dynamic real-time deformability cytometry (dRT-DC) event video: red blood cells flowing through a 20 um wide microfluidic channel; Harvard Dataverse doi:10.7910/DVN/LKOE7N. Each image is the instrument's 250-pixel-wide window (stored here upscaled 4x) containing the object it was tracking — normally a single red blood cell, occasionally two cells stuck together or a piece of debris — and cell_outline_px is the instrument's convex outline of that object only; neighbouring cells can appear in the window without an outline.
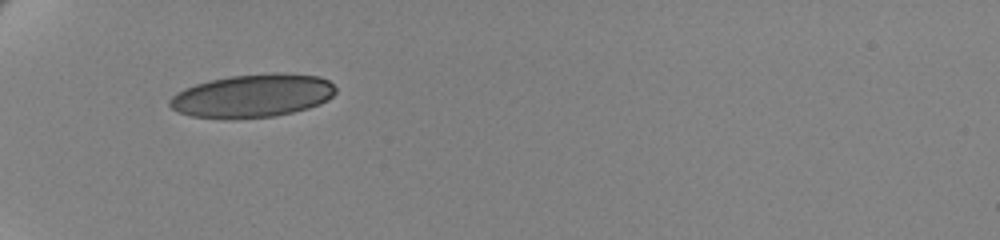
{"species": "human", "species_latin": "Homo sapiens", "temperature_condition": "cold", "stored_images_in_passage": 39, "camera_frame_rate_fps": 3000, "um_per_image_px": 0.085, "donor": {"sex": "female"}, "frame": {"image": 1, "passage_image": 1, "time_ms": 0.0, "image_size_px": [1000, 240], "cell_outline_px": [[336, 92], [328, 100], [320, 104], [308, 108], [292, 112], [272, 116], [192, 116], [180, 112], [172, 108], [168, 104], [168, 100], [176, 92], [184, 88], [208, 80], [232, 76], [276, 72], [280, 72], [320, 76], [328, 80], [336, 88]], "centroid_in_image_um": [21.51, 8.09], "position_along_channel_um": 63.5, "area_um2": 40.98}}
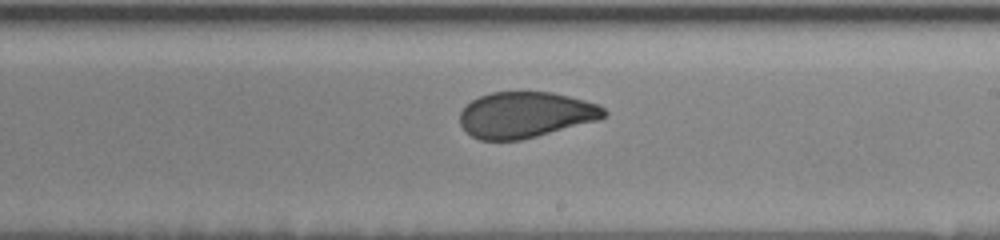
{"frame": {"image": 2, "passage_image": 18, "time_ms": 5.667, "image_size_px": [1000, 240], "cell_outline_px": [[608, 112], [600, 120], [520, 140], [480, 140], [472, 136], [460, 124], [460, 112], [472, 100], [480, 96], [492, 92], [552, 92], [600, 104]], "centroid_in_image_um": [44.69, 9.75], "position_along_channel_um": 244.3, "area_um2": 38.44}}
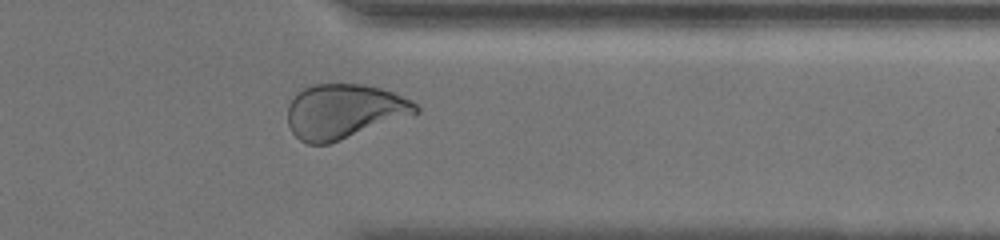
{"frame": {"image": 3, "passage_image": 30, "time_ms": 9.667, "image_size_px": [1000, 240], "cell_outline_px": [[420, 112], [340, 140], [328, 144], [308, 144], [300, 140], [292, 132], [288, 124], [288, 104], [304, 88], [312, 84], [364, 84], [380, 88], [392, 92], [412, 100], [420, 108]], "centroid_in_image_um": [29.24, 9.46], "position_along_channel_um": 382.2, "area_um2": 40.46}, "authors_computed_cell_mechanics": {"area_um2": 40.5178, "velocity_mm_per_s": 3.4433, "shape_relaxation_time_tau1_ms": 6.5255, "shape_relaxation_time_tau2_ms": 0.9911, "deformation_change_tau1": 0.1649, "deformation_change_tau2": 0.0525}}